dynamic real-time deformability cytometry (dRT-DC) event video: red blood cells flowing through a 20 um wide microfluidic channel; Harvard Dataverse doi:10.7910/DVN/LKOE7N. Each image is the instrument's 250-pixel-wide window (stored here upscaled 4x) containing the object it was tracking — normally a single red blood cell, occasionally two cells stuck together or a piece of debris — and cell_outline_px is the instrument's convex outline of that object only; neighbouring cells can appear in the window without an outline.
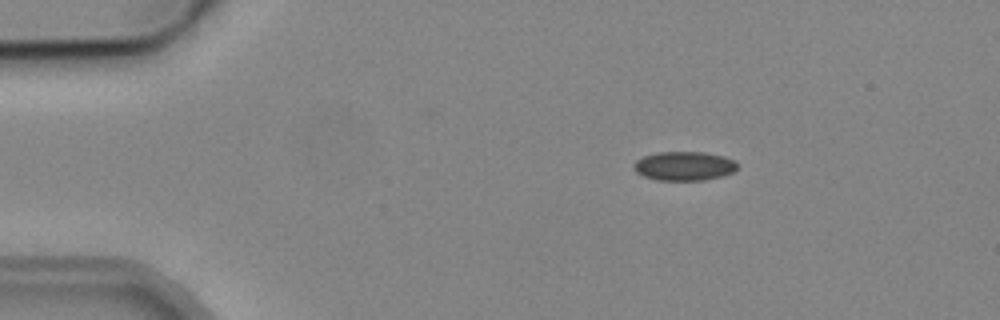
{"species": "common noctule bat (a hibernating species)", "species_latin": "Nyctalus noctula", "temperature_condition": "cold", "stored_images_in_passage": 5, "camera_frame_rate_fps": 3000, "um_per_image_px": 0.085, "animal": {"sex": "male", "body_mass_g": 19.2, "forearm_length_mm": 51.8}, "frame": {"image": 1, "passage_image": 3, "time_ms": 2.667, "image_size_px": [1000, 320], "cell_outline_px": [[736, 172], [704, 180], [656, 180], [644, 176], [636, 172], [632, 168], [632, 164], [636, 160], [644, 156], [656, 152], [704, 152], [724, 156], [736, 160]], "centroid_in_image_um": [58.14, 14.1], "position_along_channel_um": 26.9, "area_um2": 17.69}}